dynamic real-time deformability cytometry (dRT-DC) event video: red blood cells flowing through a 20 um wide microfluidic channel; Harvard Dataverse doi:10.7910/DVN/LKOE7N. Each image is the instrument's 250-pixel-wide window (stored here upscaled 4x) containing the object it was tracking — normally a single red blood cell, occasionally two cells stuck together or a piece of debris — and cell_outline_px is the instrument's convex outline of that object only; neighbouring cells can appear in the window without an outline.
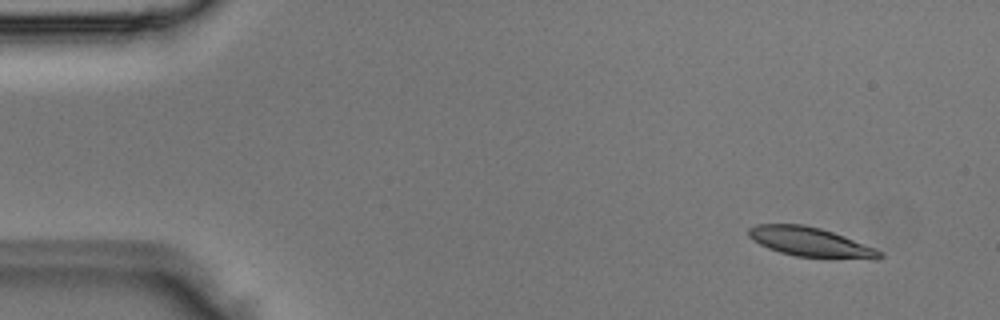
{"species": "Egyptian fruit bat (a non-hibernating species)", "species_latin": "Rousettus aegyptiacus", "temperature_condition": "room temperature", "stored_images_in_passage": 3, "camera_frame_rate_fps": 3000, "um_per_image_px": 0.085, "animal": {"sex": "male"}, "frame": {"image": 1, "passage_image": 1, "time_ms": 0.0, "image_size_px": [1000, 320], "cell_outline_px": [[884, 256], [880, 260], [872, 260], [796, 256], [780, 252], [768, 248], [752, 240], [748, 236], [748, 228], [756, 224], [804, 224], [820, 228], [844, 236], [876, 248], [884, 252]], "centroid_in_image_um": [68.95, 20.59], "position_along_channel_um": 16.1, "area_um2": 22.77}}